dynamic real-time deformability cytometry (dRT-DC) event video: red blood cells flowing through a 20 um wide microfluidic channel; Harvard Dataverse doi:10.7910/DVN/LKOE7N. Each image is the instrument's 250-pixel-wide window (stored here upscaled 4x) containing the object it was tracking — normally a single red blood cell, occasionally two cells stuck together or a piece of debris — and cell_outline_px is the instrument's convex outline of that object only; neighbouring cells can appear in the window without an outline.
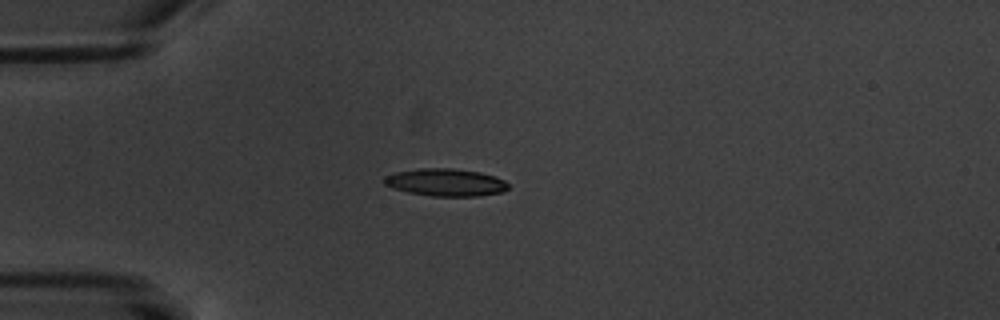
{"species": "common noctule bat (a hibernating species)", "species_latin": "Nyctalus noctula", "temperature_condition": "warm", "stored_images_in_passage": 11, "camera_frame_rate_fps": 3000, "um_per_image_px": 0.085, "animal": {"sex": "male", "body_mass_g": 20.1, "forearm_length_mm": 53.5}, "frame": {"image": 1, "passage_image": 4, "time_ms": 4.333, "image_size_px": [1000, 320], "cell_outline_px": [[508, 188], [504, 192], [480, 196], [432, 196], [408, 192], [384, 184], [384, 176], [396, 172], [420, 168], [452, 168], [480, 172], [496, 176], [504, 180], [508, 184]], "centroid_in_image_um": [37.92, 15.5], "position_along_channel_um": 47.1, "area_um2": 19.88}}
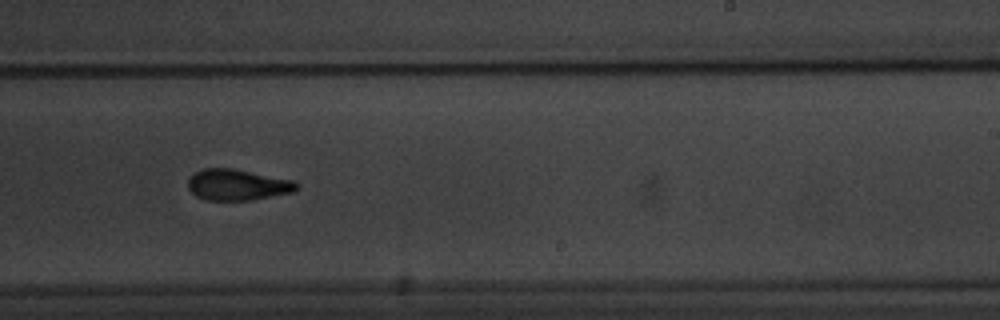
{"frame": {"image": 2, "passage_image": 10, "time_ms": 11.333, "image_size_px": [1000, 320], "cell_outline_px": [[296, 188], [292, 192], [252, 200], [204, 200], [196, 196], [188, 188], [188, 180], [196, 172], [204, 168], [232, 168], [296, 180]], "centroid_in_image_um": [20.17, 15.7], "position_along_channel_um": 268.8, "area_um2": 19.59}}
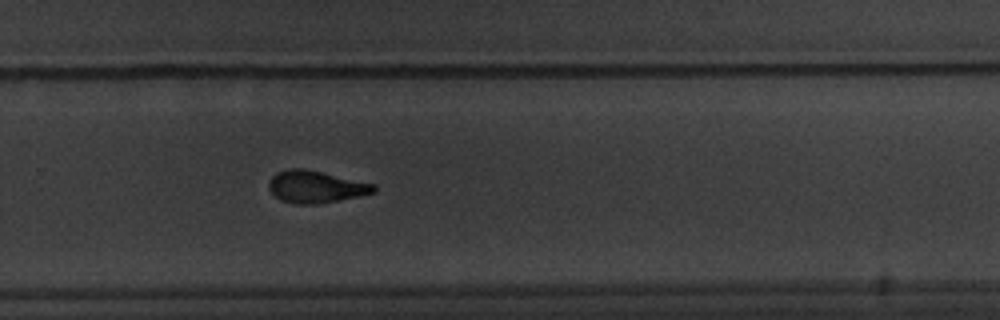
{"frame": {"image": 3, "passage_image": 11, "time_ms": 12.333, "image_size_px": [1000, 320], "cell_outline_px": [[376, 192], [360, 196], [316, 204], [296, 204], [280, 200], [268, 188], [268, 184], [272, 176], [276, 172], [288, 168], [304, 168], [376, 184]], "centroid_in_image_um": [26.84, 15.87], "position_along_channel_um": 303.0, "area_um2": 19.71}}